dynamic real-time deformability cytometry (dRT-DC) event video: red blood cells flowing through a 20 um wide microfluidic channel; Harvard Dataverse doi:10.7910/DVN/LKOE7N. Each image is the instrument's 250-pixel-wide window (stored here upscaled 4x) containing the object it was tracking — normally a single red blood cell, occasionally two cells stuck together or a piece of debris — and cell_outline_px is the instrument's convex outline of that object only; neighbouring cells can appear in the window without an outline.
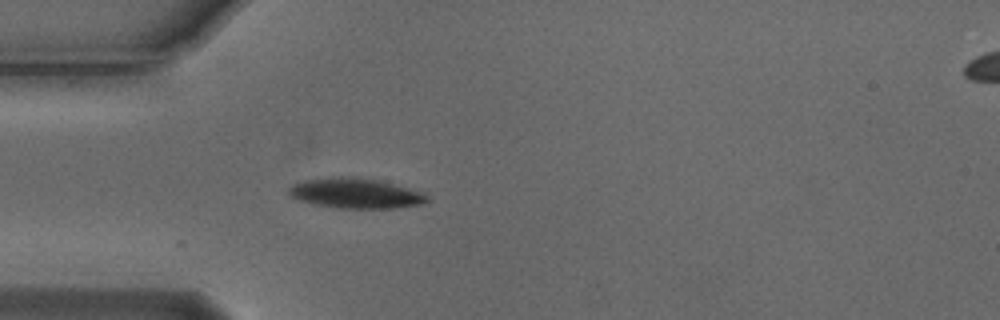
{"species": "Egyptian fruit bat (a non-hibernating species)", "species_latin": "Rousettus aegyptiacus", "temperature_condition": "cold", "stored_images_in_passage": 33, "camera_frame_rate_fps": 3000, "um_per_image_px": 0.085, "animal": {"sex": "male"}, "frame": {"image": 1, "passage_image": 1, "time_ms": 0.0, "image_size_px": [1000, 320], "cell_outline_px": [[428, 200], [424, 204], [392, 208], [336, 208], [312, 204], [288, 196], [288, 188], [292, 184], [304, 180], [332, 176], [352, 176], [380, 180], [424, 192], [428, 196]], "centroid_in_image_um": [30.2, 16.42], "position_along_channel_um": 54.8, "area_um2": 24.68}}
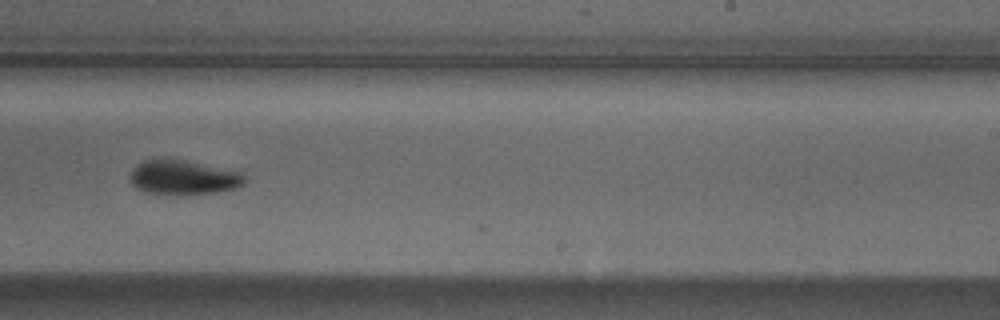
{"frame": {"image": 2, "passage_image": 19, "time_ms": 6.0, "image_size_px": [1000, 320], "cell_outline_px": [[248, 180], [244, 184], [236, 188], [216, 192], [144, 192], [136, 188], [132, 184], [128, 176], [132, 168], [136, 164], [144, 160], [160, 156], [164, 156], [244, 172]], "centroid_in_image_um": [15.57, 15.0], "position_along_channel_um": 273.4, "area_um2": 23.12}}
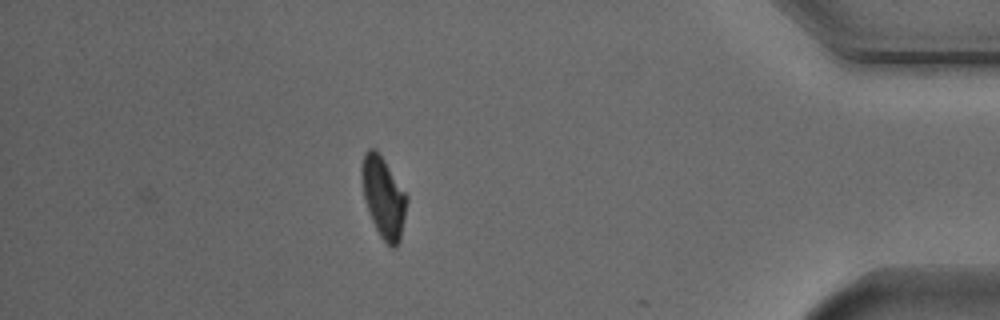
{"frame": {"image": 3, "passage_image": 33, "time_ms": 10.667, "image_size_px": [1000, 320], "cell_outline_px": [[408, 200], [400, 240], [396, 248], [392, 248], [380, 236], [372, 220], [364, 196], [360, 172], [360, 168], [364, 152], [368, 148], [376, 148], [408, 196]], "centroid_in_image_um": [32.59, 16.74], "position_along_channel_um": 402.6, "area_um2": 21.15}, "authors_computed_cell_mechanics": {"area_um2": 23.9292, "velocity_mm_per_s": 3.7503, "shape_relaxation_time_tau1_ms": 1.7716, "shape_relaxation_time_tau2_ms": null, "deformation_change_tau1": 0.1173, "deformation_change_tau2": null}}